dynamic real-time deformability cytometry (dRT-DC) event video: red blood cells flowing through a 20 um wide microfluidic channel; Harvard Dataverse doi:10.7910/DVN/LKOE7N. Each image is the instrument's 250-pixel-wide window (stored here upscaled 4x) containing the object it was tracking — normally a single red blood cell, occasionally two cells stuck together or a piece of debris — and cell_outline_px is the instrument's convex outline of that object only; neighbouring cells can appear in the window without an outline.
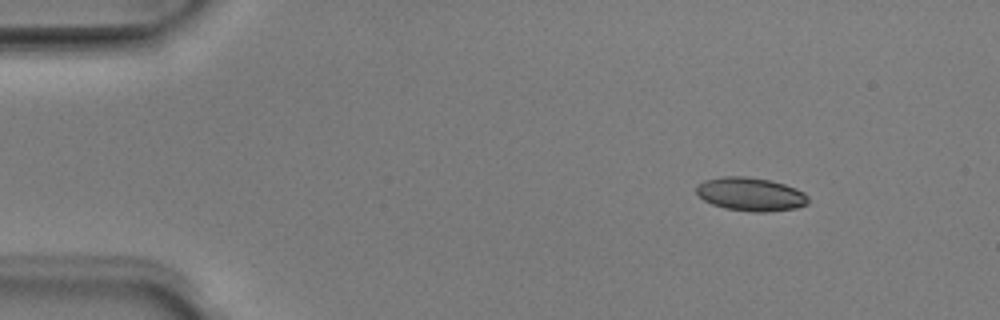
{"species": "Egyptian fruit bat (a non-hibernating species)", "species_latin": "Rousettus aegyptiacus", "temperature_condition": "room temperature", "stored_images_in_passage": 45, "camera_frame_rate_fps": 3000, "um_per_image_px": 0.085, "animal": {"sex": "male"}, "frame": {"image": 1, "passage_image": 1, "time_ms": 0.0, "image_size_px": [1000, 320], "cell_outline_px": [[808, 204], [796, 208], [764, 212], [752, 212], [724, 208], [712, 204], [704, 200], [696, 192], [696, 184], [704, 180], [724, 176], [744, 176], [772, 180], [796, 188], [804, 192], [808, 196]], "centroid_in_image_um": [63.8, 16.5], "position_along_channel_um": 21.2, "area_um2": 21.96}}
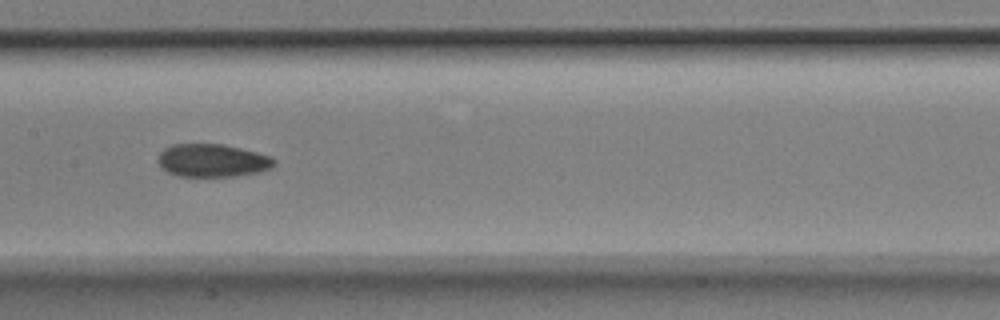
{"frame": {"image": 2, "passage_image": 20, "time_ms": 6.333, "image_size_px": [1000, 320], "cell_outline_px": [[276, 164], [272, 168], [260, 172], [236, 176], [176, 176], [160, 168], [156, 160], [160, 152], [164, 148], [172, 144], [224, 144], [272, 156], [276, 160]], "centroid_in_image_um": [18.05, 13.64], "position_along_channel_um": 189.4, "area_um2": 22.66}}
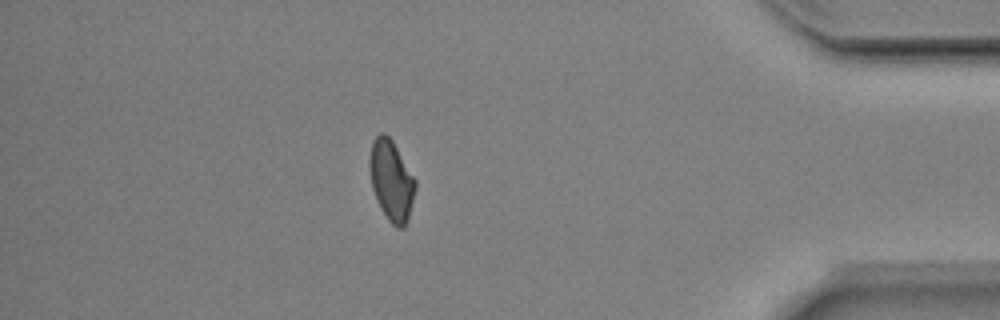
{"frame": {"image": 3, "passage_image": 39, "time_ms": 12.667, "image_size_px": [1000, 320], "cell_outline_px": [[416, 188], [408, 220], [404, 228], [396, 228], [388, 220], [380, 208], [376, 200], [372, 188], [368, 164], [368, 160], [372, 140], [380, 132], [384, 132], [392, 140], [416, 180]], "centroid_in_image_um": [33.25, 15.34], "position_along_channel_um": 402.0, "area_um2": 21.73}, "authors_computed_cell_mechanics": {"area_um2": 21.964, "velocity_mm_per_s": 3.9958, "shape_relaxation_time_tau1_ms": 9.5522, "shape_relaxation_time_tau2_ms": 4.0723, "deformation_change_tau1": 0.1541, "deformation_change_tau2": 0.0855}}